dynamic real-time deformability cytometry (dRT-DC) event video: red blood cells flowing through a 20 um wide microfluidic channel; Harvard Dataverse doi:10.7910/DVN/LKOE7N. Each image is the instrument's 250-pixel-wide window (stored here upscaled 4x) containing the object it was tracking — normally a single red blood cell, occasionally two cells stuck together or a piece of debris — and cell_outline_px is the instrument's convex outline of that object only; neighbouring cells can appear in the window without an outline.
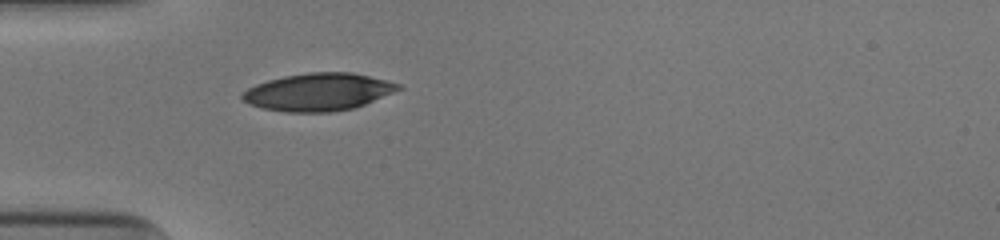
{"species": "human", "species_latin": "Homo sapiens", "temperature_condition": "cold", "stored_images_in_passage": 36, "camera_frame_rate_fps": 3000, "um_per_image_px": 0.085, "donor": {"sex": "male"}, "frame": {"image": 1, "passage_image": 1, "time_ms": 0.0, "image_size_px": [1000, 240], "cell_outline_px": [[404, 88], [364, 104], [352, 108], [328, 112], [288, 112], [264, 108], [248, 104], [240, 96], [248, 88], [256, 84], [268, 80], [284, 76], [308, 72], [352, 72], [388, 80], [400, 84]], "centroid_in_image_um": [27.07, 7.8], "position_along_channel_um": 57.9, "area_um2": 33.99}}
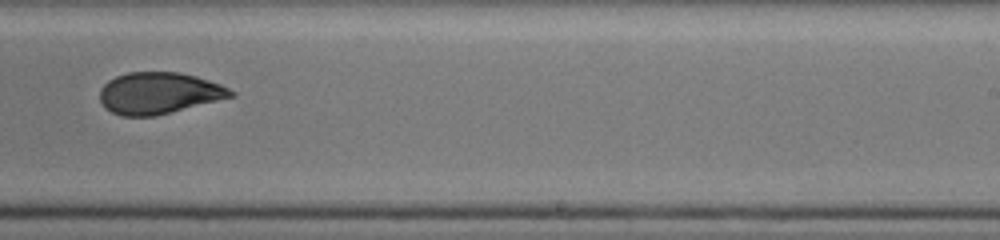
{"frame": {"image": 2, "passage_image": 18, "time_ms": 5.667, "image_size_px": [1000, 240], "cell_outline_px": [[236, 96], [156, 116], [120, 116], [104, 108], [100, 100], [100, 88], [108, 80], [116, 76], [128, 72], [180, 72], [196, 76], [220, 84], [236, 92]], "centroid_in_image_um": [13.5, 7.92], "position_along_channel_um": 275.5, "area_um2": 31.96}}
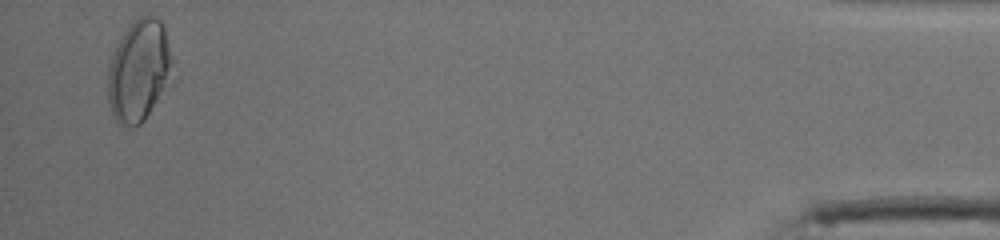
{"frame": {"image": 3, "passage_image": 35, "time_ms": 11.333, "image_size_px": [1000, 240], "cell_outline_px": [[180, 76], [176, 84], [144, 120], [140, 124], [120, 124], [116, 120], [112, 112], [108, 100], [108, 72], [112, 52], [120, 36], [128, 24], [132, 20], [140, 16], [156, 16], [160, 20], [164, 28]], "centroid_in_image_um": [11.95, 6.0], "position_along_channel_um": 423.2, "area_um2": 40.46}, "authors_computed_cell_mechanics": {"area_um2": 33.0616, "velocity_mm_per_s": 3.9652, "shape_relaxation_time_tau1_ms": 7.4063, "shape_relaxation_time_tau2_ms": 1.8539, "deformation_change_tau1": 0.1913, "deformation_change_tau2": 0.0683}}